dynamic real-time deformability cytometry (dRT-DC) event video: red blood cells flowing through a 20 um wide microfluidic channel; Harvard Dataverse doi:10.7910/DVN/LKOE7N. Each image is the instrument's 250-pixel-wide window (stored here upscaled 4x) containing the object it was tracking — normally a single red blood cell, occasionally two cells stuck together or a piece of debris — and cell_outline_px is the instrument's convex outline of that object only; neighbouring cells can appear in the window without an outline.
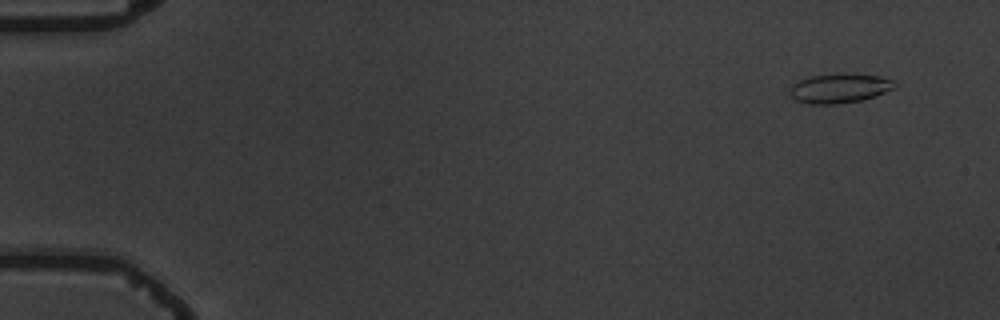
{"species": "common noctule bat (a hibernating species)", "species_latin": "Nyctalus noctula", "temperature_condition": "warm", "stored_images_in_passage": 5, "camera_frame_rate_fps": 3000, "um_per_image_px": 0.085, "animal": {"sex": "male", "body_mass_g": 19.5, "forearm_length_mm": 54.6}, "frame": {"image": 1, "passage_image": 1, "time_ms": 0.0, "image_size_px": [1000, 320], "cell_outline_px": [[896, 84], [892, 88], [884, 92], [864, 100], [836, 104], [808, 104], [796, 100], [792, 96], [788, 88], [792, 84], [800, 80], [812, 76], [844, 72], [880, 76], [896, 80]], "centroid_in_image_um": [71.36, 7.49], "position_along_channel_um": 13.6, "area_um2": 18.21}}
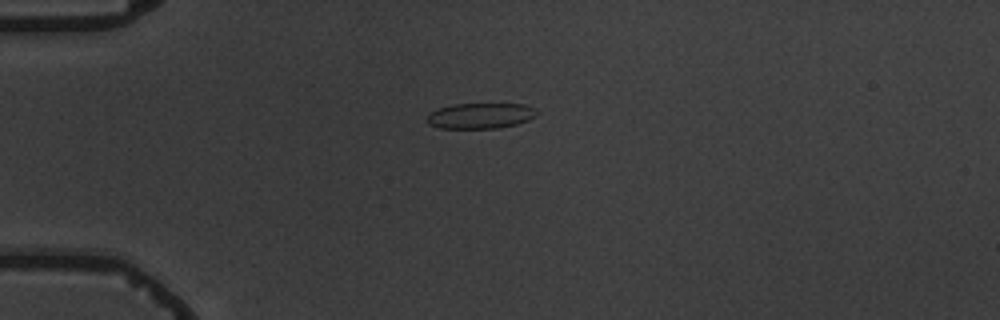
{"frame": {"image": 2, "passage_image": 4, "time_ms": 3.667, "image_size_px": [1000, 320], "cell_outline_px": [[540, 112], [528, 120], [516, 124], [496, 128], [440, 128], [428, 124], [428, 116], [432, 112], [440, 108], [456, 104], [524, 104]], "centroid_in_image_um": [40.86, 9.84], "position_along_channel_um": 44.1, "area_um2": 16.07}}